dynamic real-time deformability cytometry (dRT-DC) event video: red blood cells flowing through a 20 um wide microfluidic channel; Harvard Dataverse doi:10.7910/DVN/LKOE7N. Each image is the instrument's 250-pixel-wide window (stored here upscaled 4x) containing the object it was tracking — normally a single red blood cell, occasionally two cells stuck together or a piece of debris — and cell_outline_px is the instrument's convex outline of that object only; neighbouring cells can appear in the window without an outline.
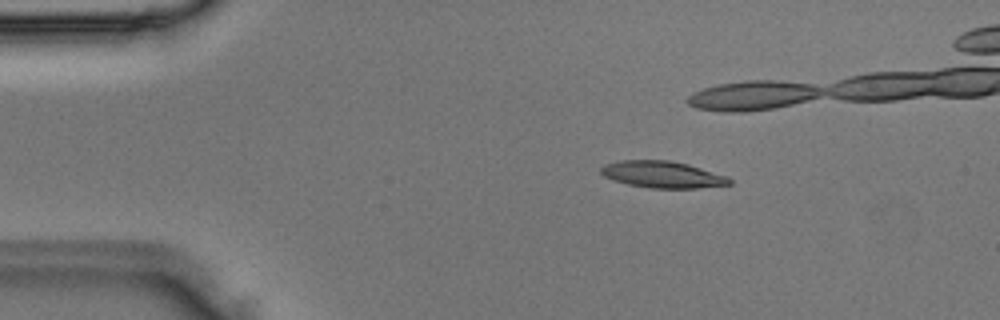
{"species": "Egyptian fruit bat (a non-hibernating species)", "species_latin": "Rousettus aegyptiacus", "temperature_condition": "room temperature", "stored_images_in_passage": 7, "camera_frame_rate_fps": 3000, "um_per_image_px": 0.085, "animal": {"sex": "male"}, "frame": {"image": 1, "passage_image": 2, "time_ms": 0.333, "image_size_px": [1000, 320], "cell_outline_px": [[732, 184], [696, 188], [648, 188], [628, 184], [612, 180], [604, 176], [600, 172], [600, 168], [604, 164], [620, 160], [668, 160], [688, 164], [728, 176], [732, 180]], "centroid_in_image_um": [56.3, 14.83], "position_along_channel_um": 28.7, "area_um2": 20.11}}